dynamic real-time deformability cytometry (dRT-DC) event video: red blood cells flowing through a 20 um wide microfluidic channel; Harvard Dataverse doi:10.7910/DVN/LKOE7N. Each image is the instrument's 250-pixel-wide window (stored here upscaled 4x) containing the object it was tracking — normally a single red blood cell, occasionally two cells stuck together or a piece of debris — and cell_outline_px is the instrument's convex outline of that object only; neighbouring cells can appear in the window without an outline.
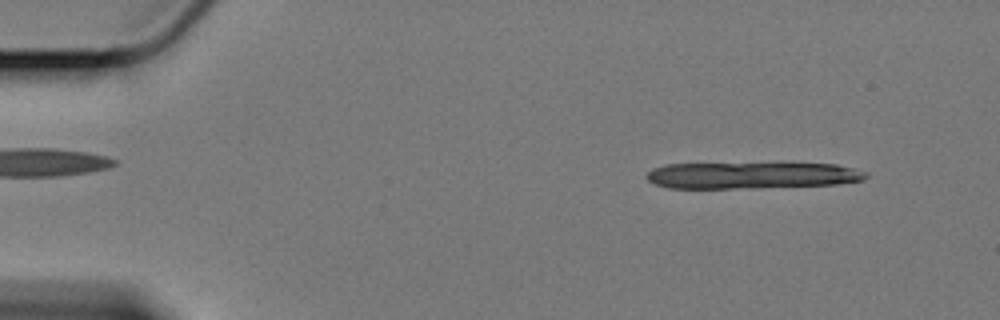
{"species": "Egyptian fruit bat (a non-hibernating species)", "species_latin": "Rousettus aegyptiacus", "temperature_condition": "cold", "stored_images_in_passage": 11, "camera_frame_rate_fps": 3000, "um_per_image_px": 0.085, "animal": {"sex": "female"}, "frame": {"image": 1, "passage_image": 5, "time_ms": 1.333, "image_size_px": [1000, 320], "cell_outline_px": [[868, 176], [864, 180], [840, 184], [752, 188], [668, 188], [656, 184], [648, 180], [644, 176], [652, 168], [668, 164], [836, 164], [868, 172]], "centroid_in_image_um": [63.91, 14.92], "position_along_channel_um": 21.1, "area_um2": 33.81}}